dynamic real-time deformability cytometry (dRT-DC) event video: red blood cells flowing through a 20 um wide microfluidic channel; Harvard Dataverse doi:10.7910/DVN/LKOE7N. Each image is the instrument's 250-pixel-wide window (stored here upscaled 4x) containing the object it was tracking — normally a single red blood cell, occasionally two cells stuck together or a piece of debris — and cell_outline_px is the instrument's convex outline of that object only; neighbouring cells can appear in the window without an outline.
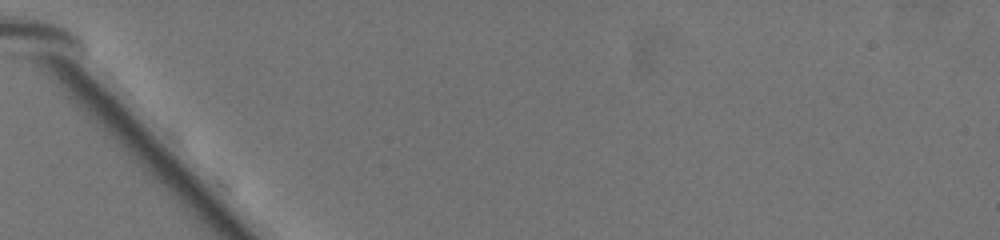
{"species": "common noctule bat (a hibernating species)", "species_latin": "Nyctalus noctula", "temperature_condition": "warm", "stored_images_in_passage": 1, "camera_frame_rate_fps": 3000, "um_per_image_px": 0.085, "animal": {"sex": "female", "body_mass_g": 19.5, "forearm_length_mm": 54.1}, "frame": {"image": 1, "passage_image": 1, "time_ms": 0.0, "image_size_px": [1000, 240], "cell_outline_px": [[272, 104], [264, 116], [260, 116], [244, 108], [236, 96], [228, 76], [236, 68], [244, 64], [252, 68], [256, 72], [272, 92]], "centroid_in_image_um": [21.34, 7.66], "position_along_channel_um": 63.7, "area_um2": 10.23}}